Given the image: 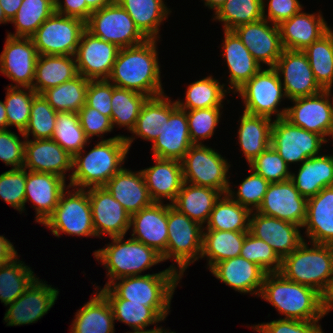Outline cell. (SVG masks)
<instances>
[{
	"instance_id": "cell-1",
	"label": "cell",
	"mask_w": 333,
	"mask_h": 333,
	"mask_svg": "<svg viewBox=\"0 0 333 333\" xmlns=\"http://www.w3.org/2000/svg\"><path fill=\"white\" fill-rule=\"evenodd\" d=\"M156 42L147 39L139 45L119 49L108 80L148 97L164 94Z\"/></svg>"
},
{
	"instance_id": "cell-2",
	"label": "cell",
	"mask_w": 333,
	"mask_h": 333,
	"mask_svg": "<svg viewBox=\"0 0 333 333\" xmlns=\"http://www.w3.org/2000/svg\"><path fill=\"white\" fill-rule=\"evenodd\" d=\"M135 137L118 135L102 139L89 153L82 149L73 156L74 171L70 175L69 187L86 189L104 186L123 167L126 155ZM83 153V154H82ZM79 186V187H78Z\"/></svg>"
},
{
	"instance_id": "cell-3",
	"label": "cell",
	"mask_w": 333,
	"mask_h": 333,
	"mask_svg": "<svg viewBox=\"0 0 333 333\" xmlns=\"http://www.w3.org/2000/svg\"><path fill=\"white\" fill-rule=\"evenodd\" d=\"M182 276L177 267L155 274L129 276L117 279L99 291L107 299H124L127 303H144L154 308L164 319L169 314L171 298Z\"/></svg>"
},
{
	"instance_id": "cell-4",
	"label": "cell",
	"mask_w": 333,
	"mask_h": 333,
	"mask_svg": "<svg viewBox=\"0 0 333 333\" xmlns=\"http://www.w3.org/2000/svg\"><path fill=\"white\" fill-rule=\"evenodd\" d=\"M259 296L284 314L283 319L317 321L323 318L321 293L286 279L280 272L266 273Z\"/></svg>"
},
{
	"instance_id": "cell-5",
	"label": "cell",
	"mask_w": 333,
	"mask_h": 333,
	"mask_svg": "<svg viewBox=\"0 0 333 333\" xmlns=\"http://www.w3.org/2000/svg\"><path fill=\"white\" fill-rule=\"evenodd\" d=\"M280 273L288 280L314 288L323 293L333 281V245L305 240L282 259Z\"/></svg>"
},
{
	"instance_id": "cell-6",
	"label": "cell",
	"mask_w": 333,
	"mask_h": 333,
	"mask_svg": "<svg viewBox=\"0 0 333 333\" xmlns=\"http://www.w3.org/2000/svg\"><path fill=\"white\" fill-rule=\"evenodd\" d=\"M123 238L111 237L112 243L94 251L96 260L108 270L109 281L104 287L123 277L140 276L142 271L163 261L162 255L153 248L132 237L126 241Z\"/></svg>"
},
{
	"instance_id": "cell-7",
	"label": "cell",
	"mask_w": 333,
	"mask_h": 333,
	"mask_svg": "<svg viewBox=\"0 0 333 333\" xmlns=\"http://www.w3.org/2000/svg\"><path fill=\"white\" fill-rule=\"evenodd\" d=\"M167 226L166 260L172 258L183 276L188 266L201 256L204 227L170 203L167 204Z\"/></svg>"
},
{
	"instance_id": "cell-8",
	"label": "cell",
	"mask_w": 333,
	"mask_h": 333,
	"mask_svg": "<svg viewBox=\"0 0 333 333\" xmlns=\"http://www.w3.org/2000/svg\"><path fill=\"white\" fill-rule=\"evenodd\" d=\"M181 164L184 182L227 193L230 164L217 151L203 144H193Z\"/></svg>"
},
{
	"instance_id": "cell-9",
	"label": "cell",
	"mask_w": 333,
	"mask_h": 333,
	"mask_svg": "<svg viewBox=\"0 0 333 333\" xmlns=\"http://www.w3.org/2000/svg\"><path fill=\"white\" fill-rule=\"evenodd\" d=\"M77 190V191H76ZM64 191L53 213L43 223L53 235L96 236L88 190ZM67 194V195H66Z\"/></svg>"
},
{
	"instance_id": "cell-10",
	"label": "cell",
	"mask_w": 333,
	"mask_h": 333,
	"mask_svg": "<svg viewBox=\"0 0 333 333\" xmlns=\"http://www.w3.org/2000/svg\"><path fill=\"white\" fill-rule=\"evenodd\" d=\"M281 78L274 67L260 69L238 92L244 101L246 113L264 116L271 119L276 114V119L284 118L287 108H277L284 97L287 98Z\"/></svg>"
},
{
	"instance_id": "cell-11",
	"label": "cell",
	"mask_w": 333,
	"mask_h": 333,
	"mask_svg": "<svg viewBox=\"0 0 333 333\" xmlns=\"http://www.w3.org/2000/svg\"><path fill=\"white\" fill-rule=\"evenodd\" d=\"M86 29L94 36L115 44L120 49L136 46L147 40L116 0L93 11L86 22Z\"/></svg>"
},
{
	"instance_id": "cell-12",
	"label": "cell",
	"mask_w": 333,
	"mask_h": 333,
	"mask_svg": "<svg viewBox=\"0 0 333 333\" xmlns=\"http://www.w3.org/2000/svg\"><path fill=\"white\" fill-rule=\"evenodd\" d=\"M86 23L54 12L31 37L38 55L75 56Z\"/></svg>"
},
{
	"instance_id": "cell-13",
	"label": "cell",
	"mask_w": 333,
	"mask_h": 333,
	"mask_svg": "<svg viewBox=\"0 0 333 333\" xmlns=\"http://www.w3.org/2000/svg\"><path fill=\"white\" fill-rule=\"evenodd\" d=\"M326 138L291 124L285 118L273 120L271 145L289 166L320 155Z\"/></svg>"
},
{
	"instance_id": "cell-14",
	"label": "cell",
	"mask_w": 333,
	"mask_h": 333,
	"mask_svg": "<svg viewBox=\"0 0 333 333\" xmlns=\"http://www.w3.org/2000/svg\"><path fill=\"white\" fill-rule=\"evenodd\" d=\"M330 95L328 90H322L311 96L293 99L295 105L287 108L284 118L325 138L333 123V96L330 98Z\"/></svg>"
},
{
	"instance_id": "cell-15",
	"label": "cell",
	"mask_w": 333,
	"mask_h": 333,
	"mask_svg": "<svg viewBox=\"0 0 333 333\" xmlns=\"http://www.w3.org/2000/svg\"><path fill=\"white\" fill-rule=\"evenodd\" d=\"M119 49L85 29L75 54L78 74L89 80L108 79Z\"/></svg>"
},
{
	"instance_id": "cell-16",
	"label": "cell",
	"mask_w": 333,
	"mask_h": 333,
	"mask_svg": "<svg viewBox=\"0 0 333 333\" xmlns=\"http://www.w3.org/2000/svg\"><path fill=\"white\" fill-rule=\"evenodd\" d=\"M37 58L38 52L32 38L7 35L0 55V72L16 83L10 87L32 88Z\"/></svg>"
},
{
	"instance_id": "cell-17",
	"label": "cell",
	"mask_w": 333,
	"mask_h": 333,
	"mask_svg": "<svg viewBox=\"0 0 333 333\" xmlns=\"http://www.w3.org/2000/svg\"><path fill=\"white\" fill-rule=\"evenodd\" d=\"M289 100L307 97L323 89L316 82L307 55L301 50L284 49L274 67Z\"/></svg>"
},
{
	"instance_id": "cell-18",
	"label": "cell",
	"mask_w": 333,
	"mask_h": 333,
	"mask_svg": "<svg viewBox=\"0 0 333 333\" xmlns=\"http://www.w3.org/2000/svg\"><path fill=\"white\" fill-rule=\"evenodd\" d=\"M36 278L24 293L19 296L5 313L7 326L35 323L53 307L59 291Z\"/></svg>"
},
{
	"instance_id": "cell-19",
	"label": "cell",
	"mask_w": 333,
	"mask_h": 333,
	"mask_svg": "<svg viewBox=\"0 0 333 333\" xmlns=\"http://www.w3.org/2000/svg\"><path fill=\"white\" fill-rule=\"evenodd\" d=\"M96 237L125 236L130 227L131 215L104 187L87 188Z\"/></svg>"
},
{
	"instance_id": "cell-20",
	"label": "cell",
	"mask_w": 333,
	"mask_h": 333,
	"mask_svg": "<svg viewBox=\"0 0 333 333\" xmlns=\"http://www.w3.org/2000/svg\"><path fill=\"white\" fill-rule=\"evenodd\" d=\"M307 199L300 195L292 181L270 183L257 212L303 227Z\"/></svg>"
},
{
	"instance_id": "cell-21",
	"label": "cell",
	"mask_w": 333,
	"mask_h": 333,
	"mask_svg": "<svg viewBox=\"0 0 333 333\" xmlns=\"http://www.w3.org/2000/svg\"><path fill=\"white\" fill-rule=\"evenodd\" d=\"M264 18L237 26L233 31L241 39L254 59L261 65L275 67L284 48L281 43L279 27L268 25Z\"/></svg>"
},
{
	"instance_id": "cell-22",
	"label": "cell",
	"mask_w": 333,
	"mask_h": 333,
	"mask_svg": "<svg viewBox=\"0 0 333 333\" xmlns=\"http://www.w3.org/2000/svg\"><path fill=\"white\" fill-rule=\"evenodd\" d=\"M301 226L251 211L249 232L270 245L283 259L305 240L301 236Z\"/></svg>"
},
{
	"instance_id": "cell-23",
	"label": "cell",
	"mask_w": 333,
	"mask_h": 333,
	"mask_svg": "<svg viewBox=\"0 0 333 333\" xmlns=\"http://www.w3.org/2000/svg\"><path fill=\"white\" fill-rule=\"evenodd\" d=\"M132 237L156 250L166 260L168 241L167 204L153 202L131 215ZM136 235V236H135Z\"/></svg>"
},
{
	"instance_id": "cell-24",
	"label": "cell",
	"mask_w": 333,
	"mask_h": 333,
	"mask_svg": "<svg viewBox=\"0 0 333 333\" xmlns=\"http://www.w3.org/2000/svg\"><path fill=\"white\" fill-rule=\"evenodd\" d=\"M23 167L66 179L65 172L73 169V156L52 139H26Z\"/></svg>"
},
{
	"instance_id": "cell-25",
	"label": "cell",
	"mask_w": 333,
	"mask_h": 333,
	"mask_svg": "<svg viewBox=\"0 0 333 333\" xmlns=\"http://www.w3.org/2000/svg\"><path fill=\"white\" fill-rule=\"evenodd\" d=\"M65 179L51 173H39L26 169L25 203L32 201L36 210L35 220L43 224L53 213L65 189Z\"/></svg>"
},
{
	"instance_id": "cell-26",
	"label": "cell",
	"mask_w": 333,
	"mask_h": 333,
	"mask_svg": "<svg viewBox=\"0 0 333 333\" xmlns=\"http://www.w3.org/2000/svg\"><path fill=\"white\" fill-rule=\"evenodd\" d=\"M278 27L283 48L301 51L330 30L321 13L308 14L302 10L282 21Z\"/></svg>"
},
{
	"instance_id": "cell-27",
	"label": "cell",
	"mask_w": 333,
	"mask_h": 333,
	"mask_svg": "<svg viewBox=\"0 0 333 333\" xmlns=\"http://www.w3.org/2000/svg\"><path fill=\"white\" fill-rule=\"evenodd\" d=\"M211 273L240 293L259 296L266 272L257 264L237 256L215 264Z\"/></svg>"
},
{
	"instance_id": "cell-28",
	"label": "cell",
	"mask_w": 333,
	"mask_h": 333,
	"mask_svg": "<svg viewBox=\"0 0 333 333\" xmlns=\"http://www.w3.org/2000/svg\"><path fill=\"white\" fill-rule=\"evenodd\" d=\"M154 160L155 165L141 170L149 195L153 202L161 203L165 198L172 204L184 182L181 161L156 157Z\"/></svg>"
},
{
	"instance_id": "cell-29",
	"label": "cell",
	"mask_w": 333,
	"mask_h": 333,
	"mask_svg": "<svg viewBox=\"0 0 333 333\" xmlns=\"http://www.w3.org/2000/svg\"><path fill=\"white\" fill-rule=\"evenodd\" d=\"M192 145L186 110L177 107L165 120V126L151 149L153 157L181 161Z\"/></svg>"
},
{
	"instance_id": "cell-30",
	"label": "cell",
	"mask_w": 333,
	"mask_h": 333,
	"mask_svg": "<svg viewBox=\"0 0 333 333\" xmlns=\"http://www.w3.org/2000/svg\"><path fill=\"white\" fill-rule=\"evenodd\" d=\"M104 187L130 215L153 203L141 170L132 172L122 168Z\"/></svg>"
},
{
	"instance_id": "cell-31",
	"label": "cell",
	"mask_w": 333,
	"mask_h": 333,
	"mask_svg": "<svg viewBox=\"0 0 333 333\" xmlns=\"http://www.w3.org/2000/svg\"><path fill=\"white\" fill-rule=\"evenodd\" d=\"M304 227L310 243L333 245V186L307 199Z\"/></svg>"
},
{
	"instance_id": "cell-32",
	"label": "cell",
	"mask_w": 333,
	"mask_h": 333,
	"mask_svg": "<svg viewBox=\"0 0 333 333\" xmlns=\"http://www.w3.org/2000/svg\"><path fill=\"white\" fill-rule=\"evenodd\" d=\"M224 33L222 55L225 57L230 72L228 93H230L229 89H234L233 92L236 93L262 67L233 30H224Z\"/></svg>"
},
{
	"instance_id": "cell-33",
	"label": "cell",
	"mask_w": 333,
	"mask_h": 333,
	"mask_svg": "<svg viewBox=\"0 0 333 333\" xmlns=\"http://www.w3.org/2000/svg\"><path fill=\"white\" fill-rule=\"evenodd\" d=\"M290 180L306 199L316 196L323 188L333 186V155H318L306 159L297 175Z\"/></svg>"
},
{
	"instance_id": "cell-34",
	"label": "cell",
	"mask_w": 333,
	"mask_h": 333,
	"mask_svg": "<svg viewBox=\"0 0 333 333\" xmlns=\"http://www.w3.org/2000/svg\"><path fill=\"white\" fill-rule=\"evenodd\" d=\"M78 75L75 56L38 55L32 89L41 94L48 88L59 86Z\"/></svg>"
},
{
	"instance_id": "cell-35",
	"label": "cell",
	"mask_w": 333,
	"mask_h": 333,
	"mask_svg": "<svg viewBox=\"0 0 333 333\" xmlns=\"http://www.w3.org/2000/svg\"><path fill=\"white\" fill-rule=\"evenodd\" d=\"M222 195L223 193L216 189L183 182L181 190L171 205L191 220L203 225L207 223L215 203Z\"/></svg>"
},
{
	"instance_id": "cell-36",
	"label": "cell",
	"mask_w": 333,
	"mask_h": 333,
	"mask_svg": "<svg viewBox=\"0 0 333 333\" xmlns=\"http://www.w3.org/2000/svg\"><path fill=\"white\" fill-rule=\"evenodd\" d=\"M70 333H114V315L107 298L98 291L75 314Z\"/></svg>"
},
{
	"instance_id": "cell-37",
	"label": "cell",
	"mask_w": 333,
	"mask_h": 333,
	"mask_svg": "<svg viewBox=\"0 0 333 333\" xmlns=\"http://www.w3.org/2000/svg\"><path fill=\"white\" fill-rule=\"evenodd\" d=\"M271 121L270 118L243 111V115L240 117L238 140L249 164L271 146L273 125Z\"/></svg>"
},
{
	"instance_id": "cell-38",
	"label": "cell",
	"mask_w": 333,
	"mask_h": 333,
	"mask_svg": "<svg viewBox=\"0 0 333 333\" xmlns=\"http://www.w3.org/2000/svg\"><path fill=\"white\" fill-rule=\"evenodd\" d=\"M176 101H171L168 96L162 94L155 97H148L140 109L136 125L131 131L147 141L154 142L164 126L165 120L177 108Z\"/></svg>"
},
{
	"instance_id": "cell-39",
	"label": "cell",
	"mask_w": 333,
	"mask_h": 333,
	"mask_svg": "<svg viewBox=\"0 0 333 333\" xmlns=\"http://www.w3.org/2000/svg\"><path fill=\"white\" fill-rule=\"evenodd\" d=\"M133 19L136 27L147 39H158L159 27L168 18L170 9L163 0H116Z\"/></svg>"
},
{
	"instance_id": "cell-40",
	"label": "cell",
	"mask_w": 333,
	"mask_h": 333,
	"mask_svg": "<svg viewBox=\"0 0 333 333\" xmlns=\"http://www.w3.org/2000/svg\"><path fill=\"white\" fill-rule=\"evenodd\" d=\"M249 231H219L203 232L202 251L200 258L207 257L209 270L217 263L240 256L245 236Z\"/></svg>"
},
{
	"instance_id": "cell-41",
	"label": "cell",
	"mask_w": 333,
	"mask_h": 333,
	"mask_svg": "<svg viewBox=\"0 0 333 333\" xmlns=\"http://www.w3.org/2000/svg\"><path fill=\"white\" fill-rule=\"evenodd\" d=\"M250 214L248 208L223 194L215 203L203 230L249 231Z\"/></svg>"
},
{
	"instance_id": "cell-42",
	"label": "cell",
	"mask_w": 333,
	"mask_h": 333,
	"mask_svg": "<svg viewBox=\"0 0 333 333\" xmlns=\"http://www.w3.org/2000/svg\"><path fill=\"white\" fill-rule=\"evenodd\" d=\"M89 79L78 75L59 86L51 87L41 93L56 112L78 113L86 103Z\"/></svg>"
},
{
	"instance_id": "cell-43",
	"label": "cell",
	"mask_w": 333,
	"mask_h": 333,
	"mask_svg": "<svg viewBox=\"0 0 333 333\" xmlns=\"http://www.w3.org/2000/svg\"><path fill=\"white\" fill-rule=\"evenodd\" d=\"M224 86L211 75L192 82L187 88L185 102L178 99L177 106L183 110L221 108L223 107L221 103L228 92Z\"/></svg>"
},
{
	"instance_id": "cell-44",
	"label": "cell",
	"mask_w": 333,
	"mask_h": 333,
	"mask_svg": "<svg viewBox=\"0 0 333 333\" xmlns=\"http://www.w3.org/2000/svg\"><path fill=\"white\" fill-rule=\"evenodd\" d=\"M307 55L316 82L331 92L333 86V32L329 30L303 50Z\"/></svg>"
},
{
	"instance_id": "cell-45",
	"label": "cell",
	"mask_w": 333,
	"mask_h": 333,
	"mask_svg": "<svg viewBox=\"0 0 333 333\" xmlns=\"http://www.w3.org/2000/svg\"><path fill=\"white\" fill-rule=\"evenodd\" d=\"M54 12L55 0H23L16 15L10 20L16 27V33L7 35L31 38Z\"/></svg>"
},
{
	"instance_id": "cell-46",
	"label": "cell",
	"mask_w": 333,
	"mask_h": 333,
	"mask_svg": "<svg viewBox=\"0 0 333 333\" xmlns=\"http://www.w3.org/2000/svg\"><path fill=\"white\" fill-rule=\"evenodd\" d=\"M33 273L17 257L0 265V300L5 306L13 303L37 278Z\"/></svg>"
},
{
	"instance_id": "cell-47",
	"label": "cell",
	"mask_w": 333,
	"mask_h": 333,
	"mask_svg": "<svg viewBox=\"0 0 333 333\" xmlns=\"http://www.w3.org/2000/svg\"><path fill=\"white\" fill-rule=\"evenodd\" d=\"M148 96L113 84L111 122L132 131L136 125L140 109Z\"/></svg>"
},
{
	"instance_id": "cell-48",
	"label": "cell",
	"mask_w": 333,
	"mask_h": 333,
	"mask_svg": "<svg viewBox=\"0 0 333 333\" xmlns=\"http://www.w3.org/2000/svg\"><path fill=\"white\" fill-rule=\"evenodd\" d=\"M264 0H227L215 13L214 20L223 22L224 30L263 18Z\"/></svg>"
},
{
	"instance_id": "cell-49",
	"label": "cell",
	"mask_w": 333,
	"mask_h": 333,
	"mask_svg": "<svg viewBox=\"0 0 333 333\" xmlns=\"http://www.w3.org/2000/svg\"><path fill=\"white\" fill-rule=\"evenodd\" d=\"M52 140L72 156L84 149L89 139L76 112H57Z\"/></svg>"
},
{
	"instance_id": "cell-50",
	"label": "cell",
	"mask_w": 333,
	"mask_h": 333,
	"mask_svg": "<svg viewBox=\"0 0 333 333\" xmlns=\"http://www.w3.org/2000/svg\"><path fill=\"white\" fill-rule=\"evenodd\" d=\"M114 319L123 322L133 331H146L145 327L165 320L154 308L144 303H127L124 299H107Z\"/></svg>"
},
{
	"instance_id": "cell-51",
	"label": "cell",
	"mask_w": 333,
	"mask_h": 333,
	"mask_svg": "<svg viewBox=\"0 0 333 333\" xmlns=\"http://www.w3.org/2000/svg\"><path fill=\"white\" fill-rule=\"evenodd\" d=\"M23 89H21V87L9 86L7 88L4 104L6 107L8 127H16L22 137H25L23 132L28 126L32 100L37 93L29 87H23Z\"/></svg>"
},
{
	"instance_id": "cell-52",
	"label": "cell",
	"mask_w": 333,
	"mask_h": 333,
	"mask_svg": "<svg viewBox=\"0 0 333 333\" xmlns=\"http://www.w3.org/2000/svg\"><path fill=\"white\" fill-rule=\"evenodd\" d=\"M57 112L49 105L41 94H37L30 110L28 126L24 130V139H29L32 133L34 140L51 139L56 121Z\"/></svg>"
},
{
	"instance_id": "cell-53",
	"label": "cell",
	"mask_w": 333,
	"mask_h": 333,
	"mask_svg": "<svg viewBox=\"0 0 333 333\" xmlns=\"http://www.w3.org/2000/svg\"><path fill=\"white\" fill-rule=\"evenodd\" d=\"M240 256L260 266L266 273L280 272L282 259L265 241L250 232L245 236Z\"/></svg>"
},
{
	"instance_id": "cell-54",
	"label": "cell",
	"mask_w": 333,
	"mask_h": 333,
	"mask_svg": "<svg viewBox=\"0 0 333 333\" xmlns=\"http://www.w3.org/2000/svg\"><path fill=\"white\" fill-rule=\"evenodd\" d=\"M252 174L247 176L239 185L238 191H232L229 187L227 195L241 206L248 208L250 211H257L261 206L265 193L270 185L264 177L257 174L254 170ZM235 194V195H234ZM235 198V199H234Z\"/></svg>"
},
{
	"instance_id": "cell-55",
	"label": "cell",
	"mask_w": 333,
	"mask_h": 333,
	"mask_svg": "<svg viewBox=\"0 0 333 333\" xmlns=\"http://www.w3.org/2000/svg\"><path fill=\"white\" fill-rule=\"evenodd\" d=\"M249 165L252 170L270 183L289 180L292 173L272 145L257 156Z\"/></svg>"
},
{
	"instance_id": "cell-56",
	"label": "cell",
	"mask_w": 333,
	"mask_h": 333,
	"mask_svg": "<svg viewBox=\"0 0 333 333\" xmlns=\"http://www.w3.org/2000/svg\"><path fill=\"white\" fill-rule=\"evenodd\" d=\"M220 110V108L186 110L192 144H202L203 139L212 137L221 117Z\"/></svg>"
},
{
	"instance_id": "cell-57",
	"label": "cell",
	"mask_w": 333,
	"mask_h": 333,
	"mask_svg": "<svg viewBox=\"0 0 333 333\" xmlns=\"http://www.w3.org/2000/svg\"><path fill=\"white\" fill-rule=\"evenodd\" d=\"M26 169L8 170L0 175V197L14 209L25 210Z\"/></svg>"
},
{
	"instance_id": "cell-58",
	"label": "cell",
	"mask_w": 333,
	"mask_h": 333,
	"mask_svg": "<svg viewBox=\"0 0 333 333\" xmlns=\"http://www.w3.org/2000/svg\"><path fill=\"white\" fill-rule=\"evenodd\" d=\"M113 84L108 79L89 80L85 105L111 118Z\"/></svg>"
},
{
	"instance_id": "cell-59",
	"label": "cell",
	"mask_w": 333,
	"mask_h": 333,
	"mask_svg": "<svg viewBox=\"0 0 333 333\" xmlns=\"http://www.w3.org/2000/svg\"><path fill=\"white\" fill-rule=\"evenodd\" d=\"M25 142L10 129L0 130V160L12 169L23 168Z\"/></svg>"
},
{
	"instance_id": "cell-60",
	"label": "cell",
	"mask_w": 333,
	"mask_h": 333,
	"mask_svg": "<svg viewBox=\"0 0 333 333\" xmlns=\"http://www.w3.org/2000/svg\"><path fill=\"white\" fill-rule=\"evenodd\" d=\"M318 321H299L290 319L273 320L268 323L253 325L260 333H323Z\"/></svg>"
},
{
	"instance_id": "cell-61",
	"label": "cell",
	"mask_w": 333,
	"mask_h": 333,
	"mask_svg": "<svg viewBox=\"0 0 333 333\" xmlns=\"http://www.w3.org/2000/svg\"><path fill=\"white\" fill-rule=\"evenodd\" d=\"M78 116L80 125L89 140L93 136L99 137L113 129L110 117L104 116L96 109L86 105L78 112Z\"/></svg>"
},
{
	"instance_id": "cell-62",
	"label": "cell",
	"mask_w": 333,
	"mask_h": 333,
	"mask_svg": "<svg viewBox=\"0 0 333 333\" xmlns=\"http://www.w3.org/2000/svg\"><path fill=\"white\" fill-rule=\"evenodd\" d=\"M268 4V15H265V3H263V18L276 25L290 19L303 8L299 0H269Z\"/></svg>"
},
{
	"instance_id": "cell-63",
	"label": "cell",
	"mask_w": 333,
	"mask_h": 333,
	"mask_svg": "<svg viewBox=\"0 0 333 333\" xmlns=\"http://www.w3.org/2000/svg\"><path fill=\"white\" fill-rule=\"evenodd\" d=\"M64 5L60 0H55V12L77 19L85 23L93 12L86 4V0H64Z\"/></svg>"
},
{
	"instance_id": "cell-64",
	"label": "cell",
	"mask_w": 333,
	"mask_h": 333,
	"mask_svg": "<svg viewBox=\"0 0 333 333\" xmlns=\"http://www.w3.org/2000/svg\"><path fill=\"white\" fill-rule=\"evenodd\" d=\"M17 255V250H15L13 244L0 235V265L11 262L14 258L19 257Z\"/></svg>"
},
{
	"instance_id": "cell-65",
	"label": "cell",
	"mask_w": 333,
	"mask_h": 333,
	"mask_svg": "<svg viewBox=\"0 0 333 333\" xmlns=\"http://www.w3.org/2000/svg\"><path fill=\"white\" fill-rule=\"evenodd\" d=\"M322 300V317L333 310V281L326 287L325 291L321 294Z\"/></svg>"
},
{
	"instance_id": "cell-66",
	"label": "cell",
	"mask_w": 333,
	"mask_h": 333,
	"mask_svg": "<svg viewBox=\"0 0 333 333\" xmlns=\"http://www.w3.org/2000/svg\"><path fill=\"white\" fill-rule=\"evenodd\" d=\"M23 0H0L4 15L10 21L17 13Z\"/></svg>"
},
{
	"instance_id": "cell-67",
	"label": "cell",
	"mask_w": 333,
	"mask_h": 333,
	"mask_svg": "<svg viewBox=\"0 0 333 333\" xmlns=\"http://www.w3.org/2000/svg\"><path fill=\"white\" fill-rule=\"evenodd\" d=\"M112 0H86L87 6L92 10H99L107 6Z\"/></svg>"
},
{
	"instance_id": "cell-68",
	"label": "cell",
	"mask_w": 333,
	"mask_h": 333,
	"mask_svg": "<svg viewBox=\"0 0 333 333\" xmlns=\"http://www.w3.org/2000/svg\"><path fill=\"white\" fill-rule=\"evenodd\" d=\"M8 128V120L6 107L4 102L0 101V130H5Z\"/></svg>"
},
{
	"instance_id": "cell-69",
	"label": "cell",
	"mask_w": 333,
	"mask_h": 333,
	"mask_svg": "<svg viewBox=\"0 0 333 333\" xmlns=\"http://www.w3.org/2000/svg\"><path fill=\"white\" fill-rule=\"evenodd\" d=\"M205 6H208L210 9H215L216 12L220 6H222L227 0H204Z\"/></svg>"
},
{
	"instance_id": "cell-70",
	"label": "cell",
	"mask_w": 333,
	"mask_h": 333,
	"mask_svg": "<svg viewBox=\"0 0 333 333\" xmlns=\"http://www.w3.org/2000/svg\"><path fill=\"white\" fill-rule=\"evenodd\" d=\"M163 327H156L154 329H149L146 331H135V332H129V333H169L168 330L162 329Z\"/></svg>"
},
{
	"instance_id": "cell-71",
	"label": "cell",
	"mask_w": 333,
	"mask_h": 333,
	"mask_svg": "<svg viewBox=\"0 0 333 333\" xmlns=\"http://www.w3.org/2000/svg\"><path fill=\"white\" fill-rule=\"evenodd\" d=\"M3 23H10V21L6 18V16L4 15L2 6L0 5V24Z\"/></svg>"
},
{
	"instance_id": "cell-72",
	"label": "cell",
	"mask_w": 333,
	"mask_h": 333,
	"mask_svg": "<svg viewBox=\"0 0 333 333\" xmlns=\"http://www.w3.org/2000/svg\"><path fill=\"white\" fill-rule=\"evenodd\" d=\"M328 136H329V137L332 136V139H333V123H332V125H331V129H330V131H329Z\"/></svg>"
}]
</instances>
